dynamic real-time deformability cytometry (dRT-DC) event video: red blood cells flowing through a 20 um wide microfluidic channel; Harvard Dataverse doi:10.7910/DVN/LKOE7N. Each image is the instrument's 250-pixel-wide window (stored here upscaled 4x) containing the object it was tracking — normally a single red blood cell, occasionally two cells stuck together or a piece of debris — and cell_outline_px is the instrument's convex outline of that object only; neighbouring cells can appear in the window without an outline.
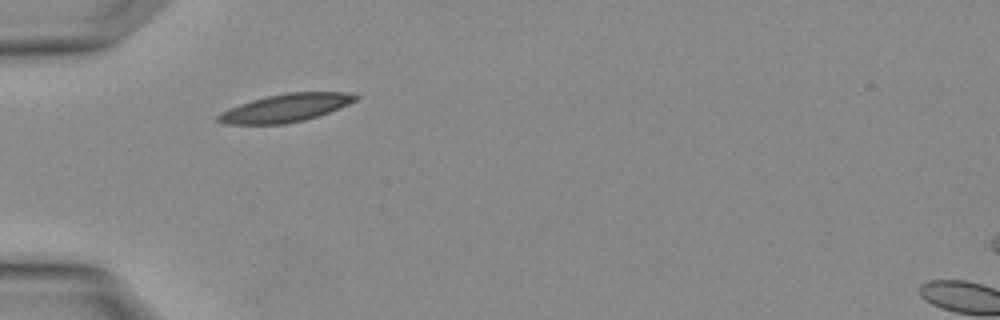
{"species": "Egyptian fruit bat (a non-hibernating species)", "species_latin": "Rousettus aegyptiacus", "temperature_condition": "warm", "stored_images_in_passage": 4, "camera_frame_rate_fps": 3000, "um_per_image_px": 0.085, "animal": {"sex": "female"}, "frame": {"image": 1, "passage_image": 4, "time_ms": 1.0, "image_size_px": [1000, 320], "cell_outline_px": [[360, 96], [356, 100], [348, 104], [328, 112], [304, 120], [284, 124], [224, 124], [216, 120], [216, 116], [220, 112], [228, 108], [252, 100], [284, 92], [356, 92]], "centroid_in_image_um": [24.27, 9.16], "position_along_channel_um": 60.7, "area_um2": 22.43}}